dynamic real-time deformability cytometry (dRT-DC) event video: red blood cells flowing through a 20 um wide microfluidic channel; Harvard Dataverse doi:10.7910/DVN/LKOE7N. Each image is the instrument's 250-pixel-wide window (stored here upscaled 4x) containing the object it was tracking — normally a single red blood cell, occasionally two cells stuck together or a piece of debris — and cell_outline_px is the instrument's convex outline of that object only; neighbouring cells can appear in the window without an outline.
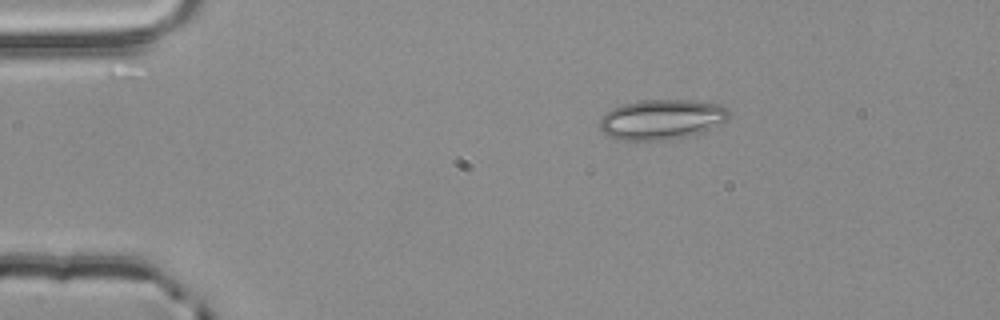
{"species": "common noctule bat (a hibernating species)", "species_latin": "Nyctalus noctula", "temperature_condition": "room temperature", "stored_images_in_passage": 2, "camera_frame_rate_fps": 3000, "um_per_image_px": 0.085, "animal": {"sex": "male", "body_mass_g": 20.4}, "frame": {"image": 1, "passage_image": 1, "time_ms": 0.0, "image_size_px": [1000, 320], "cell_outline_px": [[732, 112], [728, 120], [700, 132], [676, 140], [616, 140], [608, 136], [600, 128], [600, 116], [604, 112], [612, 108], [624, 104], [640, 100], [692, 100], [720, 104], [728, 108]], "centroid_in_image_um": [56.24, 10.15], "position_along_channel_um": 28.8, "area_um2": 30.58}}